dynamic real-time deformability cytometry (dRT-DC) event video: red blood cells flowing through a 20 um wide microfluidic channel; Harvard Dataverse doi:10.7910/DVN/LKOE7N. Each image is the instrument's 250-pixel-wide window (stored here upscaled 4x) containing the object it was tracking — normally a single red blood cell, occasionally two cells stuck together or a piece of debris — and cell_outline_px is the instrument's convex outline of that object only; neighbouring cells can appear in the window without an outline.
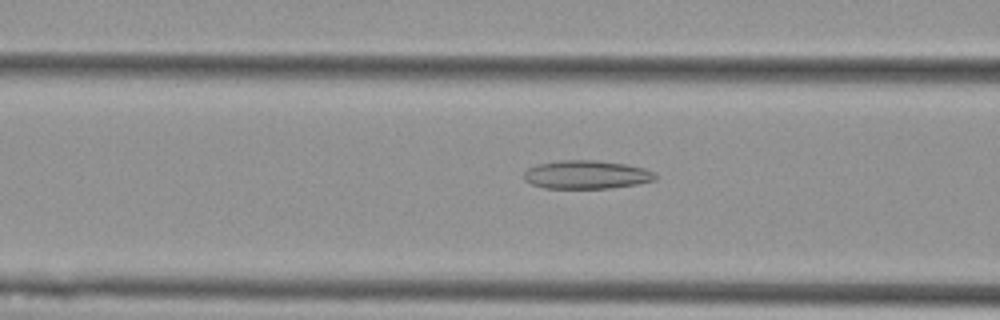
{"species": "Egyptian fruit bat (a non-hibernating species)", "species_latin": "Rousettus aegyptiacus", "temperature_condition": "cold", "stored_images_in_passage": 56, "camera_frame_rate_fps": 3000, "um_per_image_px": 0.085, "animal": {"sex": "female"}, "frame": {"image": 1, "passage_image": 22, "time_ms": 7.0, "image_size_px": [1000, 320], "cell_outline_px": [[656, 180], [636, 184], [608, 188], [544, 188], [532, 184], [524, 180], [524, 172], [528, 168], [536, 164], [560, 160], [596, 160], [628, 164], [644, 168], [656, 172]], "centroid_in_image_um": [49.85, 14.83], "position_along_channel_um": 116.7, "area_um2": 21.91}}
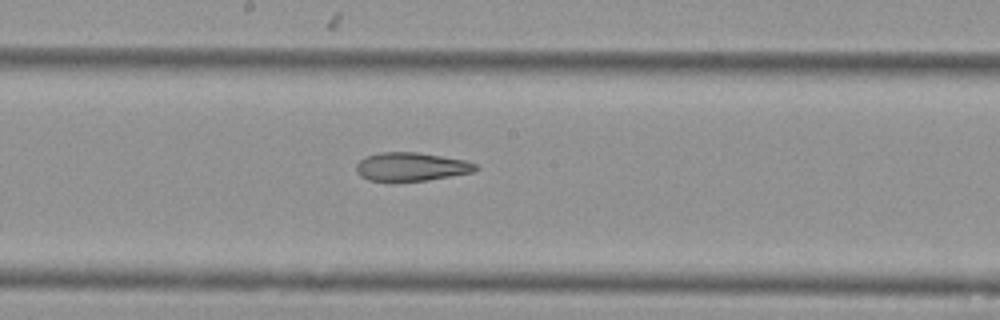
{"frame": {"image": 2, "passage_image": 30, "time_ms": 9.667, "image_size_px": [1000, 320], "cell_outline_px": [[480, 168], [472, 172], [424, 180], [368, 180], [360, 176], [356, 172], [356, 164], [364, 156], [380, 152], [416, 152], [464, 160], [476, 164]], "centroid_in_image_um": [34.91, 14.15], "position_along_channel_um": 213.3, "area_um2": 19.48}}
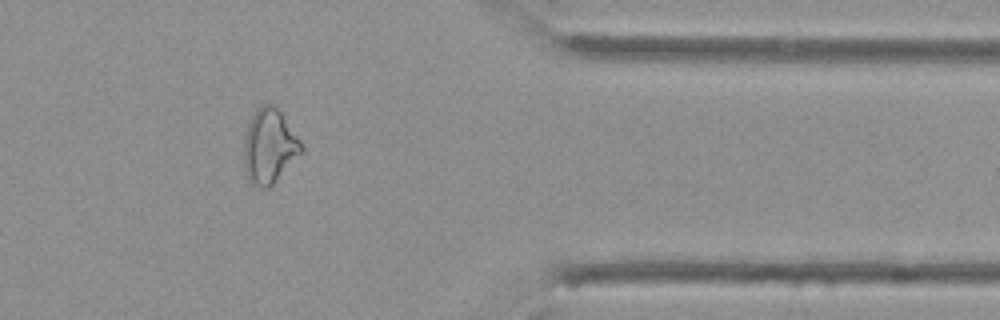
{"frame": {"image": 3, "passage_image": 46, "time_ms": 15.0, "image_size_px": [1000, 320], "cell_outline_px": [[304, 152], [268, 188], [260, 188], [252, 184], [248, 180], [244, 164], [244, 140], [248, 124], [256, 108], [268, 100], [280, 112], [300, 140], [304, 148]], "centroid_in_image_um": [22.89, 12.43], "position_along_channel_um": 388.5, "area_um2": 24.97}, "authors_computed_cell_mechanics": {"area_um2": 24.7962, "velocity_mm_per_s": 3.6253, "shape_relaxation_time_tau1_ms": null, "shape_relaxation_time_tau2_ms": 4.5914, "deformation_change_tau1": null, "deformation_change_tau2": 0.1409}}